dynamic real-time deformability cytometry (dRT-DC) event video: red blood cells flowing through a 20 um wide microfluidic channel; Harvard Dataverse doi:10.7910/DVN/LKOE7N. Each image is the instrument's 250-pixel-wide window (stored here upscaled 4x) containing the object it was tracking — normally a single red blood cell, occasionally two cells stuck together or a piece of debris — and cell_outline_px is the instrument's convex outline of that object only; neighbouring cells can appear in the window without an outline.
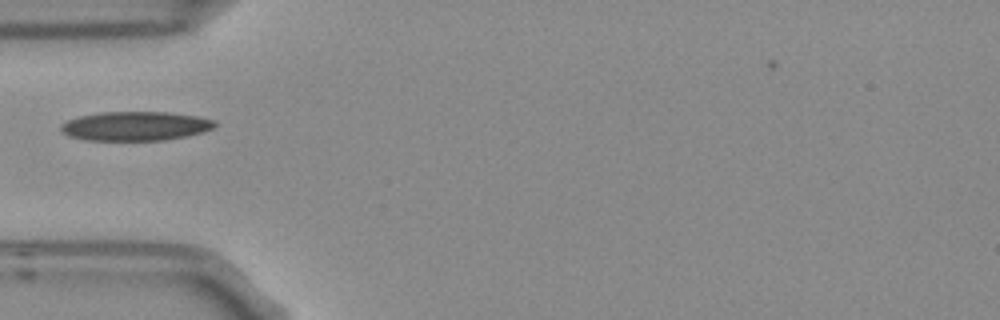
{"species": "Egyptian fruit bat (a non-hibernating species)", "species_latin": "Rousettus aegyptiacus", "temperature_condition": "room temperature", "stored_images_in_passage": 1, "camera_frame_rate_fps": 3000, "um_per_image_px": 0.085, "frame": {"image": 1, "passage_image": 1, "time_ms": 0.0, "image_size_px": [1000, 320], "cell_outline_px": [[216, 124], [212, 128], [200, 132], [184, 136], [164, 140], [88, 140], [68, 136], [60, 132], [60, 124], [68, 120], [80, 116], [100, 112], [168, 112], [196, 116], [216, 120]], "centroid_in_image_um": [11.46, 10.71], "position_along_channel_um": 73.5, "area_um2": 26.01}}